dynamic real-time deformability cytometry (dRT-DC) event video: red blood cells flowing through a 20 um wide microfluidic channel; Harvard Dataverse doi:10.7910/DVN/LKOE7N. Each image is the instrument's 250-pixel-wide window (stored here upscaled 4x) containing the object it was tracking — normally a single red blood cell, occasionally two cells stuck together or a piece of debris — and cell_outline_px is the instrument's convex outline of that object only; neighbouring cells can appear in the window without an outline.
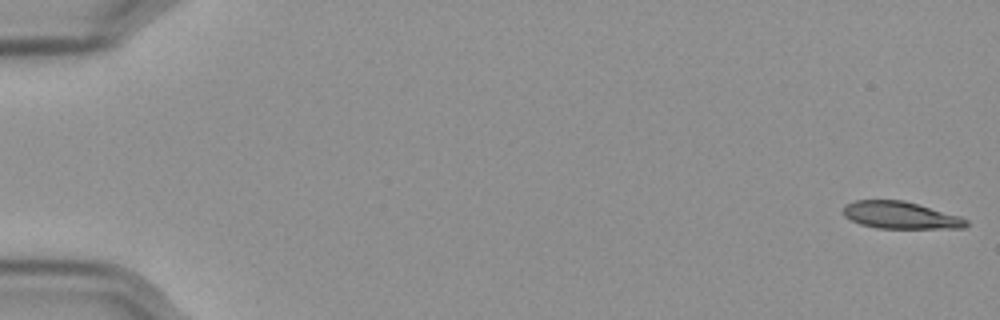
{"species": "Egyptian fruit bat (a non-hibernating species)", "species_latin": "Rousettus aegyptiacus", "temperature_condition": "cold", "stored_images_in_passage": 57, "camera_frame_rate_fps": 3000, "um_per_image_px": 0.085, "frame": {"image": 1, "passage_image": 1, "time_ms": 0.0, "image_size_px": [1000, 320], "cell_outline_px": [[968, 224], [964, 228], [876, 228], [860, 224], [844, 216], [844, 208], [848, 204], [856, 200], [904, 200], [960, 216], [968, 220]], "centroid_in_image_um": [76.57, 18.3], "position_along_channel_um": 8.4, "area_um2": 19.31}}
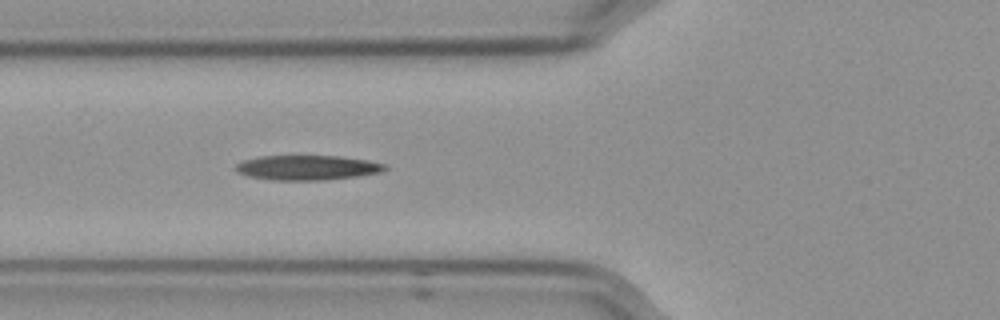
{"frame": {"image": 2, "passage_image": 22, "time_ms": 7.0, "image_size_px": [1000, 320], "cell_outline_px": [[388, 168], [380, 172], [356, 176], [320, 180], [276, 180], [248, 176], [240, 172], [236, 168], [236, 164], [244, 160], [260, 156], [340, 156], [364, 160], [384, 164]], "centroid_in_image_um": [26.11, 14.24], "position_along_channel_um": 99.7, "area_um2": 21.1}}
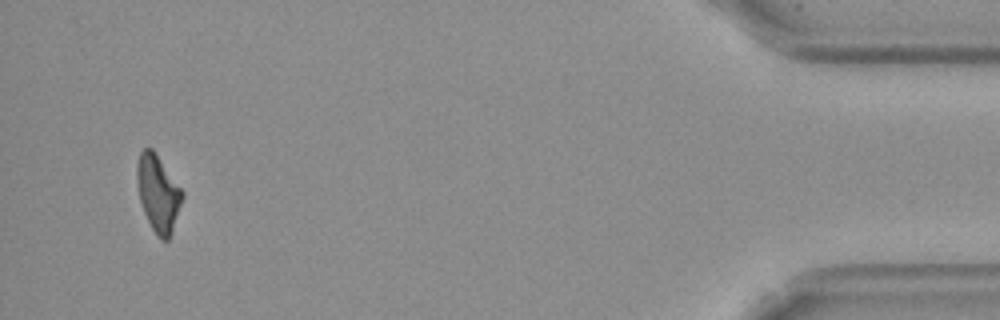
{"frame": {"image": 3, "passage_image": 55, "time_ms": 18.0, "image_size_px": [1000, 320], "cell_outline_px": [[184, 196], [172, 232], [168, 240], [160, 240], [156, 236], [144, 212], [140, 200], [136, 180], [136, 168], [140, 152], [144, 148], [152, 148], [184, 192]], "centroid_in_image_um": [13.44, 16.45], "position_along_channel_um": 421.8, "area_um2": 20.17}}